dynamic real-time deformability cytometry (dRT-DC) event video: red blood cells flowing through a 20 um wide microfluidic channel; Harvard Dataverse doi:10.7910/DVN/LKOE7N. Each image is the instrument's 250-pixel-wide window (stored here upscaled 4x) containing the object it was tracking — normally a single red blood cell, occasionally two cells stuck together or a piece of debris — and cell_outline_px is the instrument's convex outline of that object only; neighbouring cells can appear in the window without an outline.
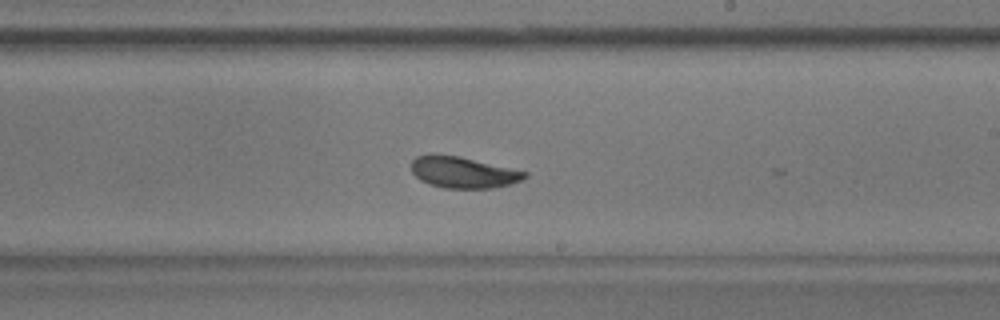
{"species": "common noctule bat (a hibernating species)", "species_latin": "Nyctalus noctula", "temperature_condition": "warm", "stored_images_in_passage": 33, "camera_frame_rate_fps": 3000, "um_per_image_px": 0.085, "animal": {"sex": "male", "body_mass_g": 17.9}, "frame": {"image": 1, "passage_image": 32, "time_ms": 10.333, "image_size_px": [1000, 320], "cell_outline_px": [[528, 176], [520, 180], [508, 184], [492, 188], [444, 188], [428, 184], [420, 180], [412, 172], [412, 160], [416, 156], [460, 156], [528, 172]], "centroid_in_image_um": [39.38, 14.67], "position_along_channel_um": 249.6, "area_um2": 20.23}}